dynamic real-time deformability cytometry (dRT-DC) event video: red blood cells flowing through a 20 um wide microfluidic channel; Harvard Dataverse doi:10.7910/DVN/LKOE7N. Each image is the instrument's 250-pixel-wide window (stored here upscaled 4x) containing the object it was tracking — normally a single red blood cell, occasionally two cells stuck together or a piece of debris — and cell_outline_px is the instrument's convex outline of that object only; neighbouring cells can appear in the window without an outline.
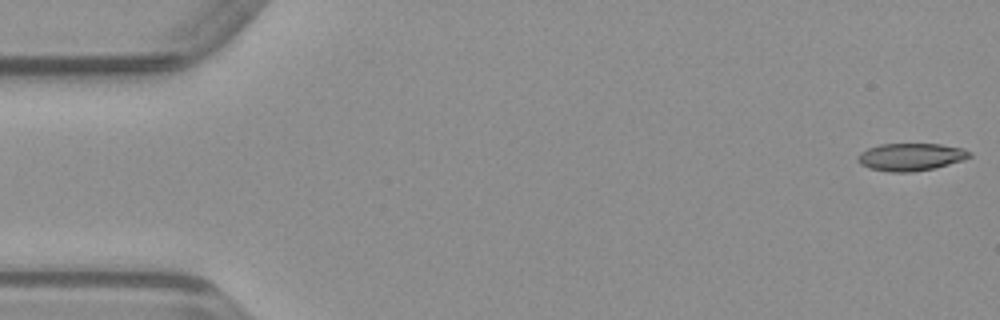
{"species": "common noctule bat (a hibernating species)", "species_latin": "Nyctalus noctula", "temperature_condition": "warm", "stored_images_in_passage": 49, "camera_frame_rate_fps": 3000, "um_per_image_px": 0.085, "animal": {"sex": "male", "body_mass_g": 23.1, "forearm_length_mm": 52.7}, "frame": {"image": 1, "passage_image": 1, "time_ms": 0.0, "image_size_px": [1000, 320], "cell_outline_px": [[972, 156], [936, 168], [912, 172], [888, 172], [868, 168], [860, 164], [856, 160], [856, 156], [860, 152], [868, 148], [880, 144], [940, 144], [964, 148], [972, 152]], "centroid_in_image_um": [77.38, 13.34], "position_along_channel_um": 7.6, "area_um2": 18.09}}
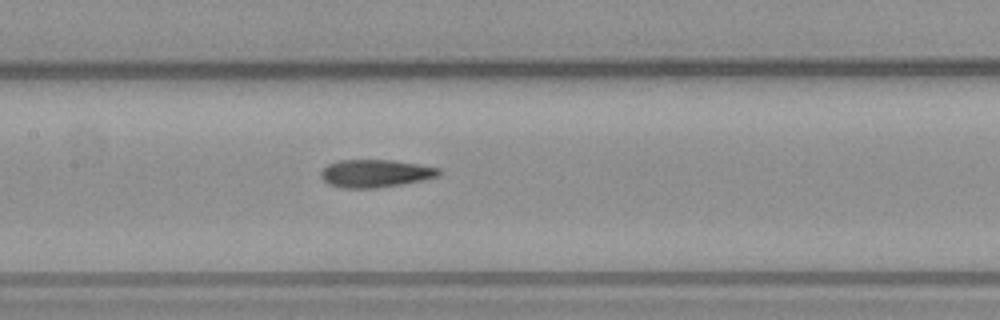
{"frame": {"image": 2, "passage_image": 23, "time_ms": 7.333, "image_size_px": [1000, 320], "cell_outline_px": [[444, 172], [440, 176], [424, 180], [376, 188], [344, 188], [328, 184], [320, 176], [320, 172], [328, 164], [340, 160], [392, 160], [440, 168]], "centroid_in_image_um": [31.94, 14.74], "position_along_channel_um": 175.5, "area_um2": 19.13}}
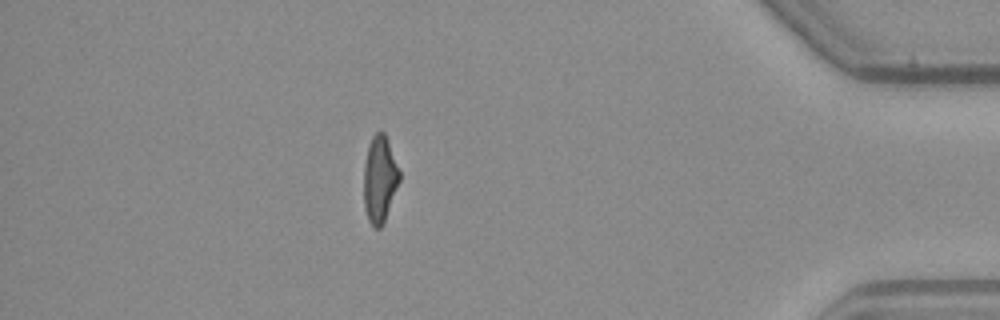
{"frame": {"image": 3, "passage_image": 43, "time_ms": 14.0, "image_size_px": [1000, 320], "cell_outline_px": [[400, 180], [384, 224], [380, 228], [376, 228], [368, 220], [364, 208], [364, 164], [368, 144], [372, 136], [380, 128], [384, 132], [388, 140], [400, 172]], "centroid_in_image_um": [32.27, 15.21], "position_along_channel_um": 402.9, "area_um2": 18.26}}